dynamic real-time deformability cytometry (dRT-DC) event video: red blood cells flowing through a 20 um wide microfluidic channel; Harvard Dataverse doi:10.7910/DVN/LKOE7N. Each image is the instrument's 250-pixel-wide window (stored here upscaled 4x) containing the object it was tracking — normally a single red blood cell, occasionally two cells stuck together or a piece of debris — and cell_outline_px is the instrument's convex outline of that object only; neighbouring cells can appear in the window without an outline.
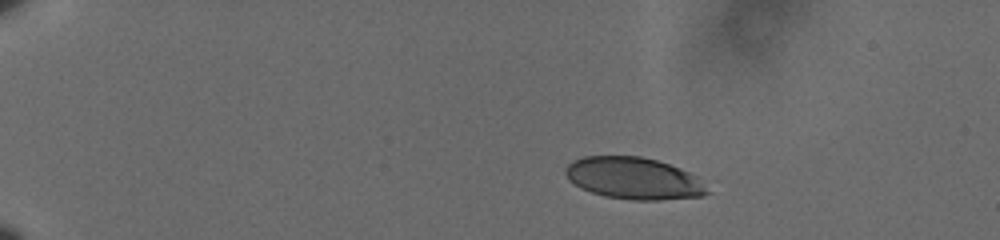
{"species": "human", "species_latin": "Homo sapiens", "temperature_condition": "cold", "stored_images_in_passage": 49, "camera_frame_rate_fps": 3000, "um_per_image_px": 0.085, "donor": {"sex": "male"}, "frame": {"image": 1, "passage_image": 1, "time_ms": 0.0, "image_size_px": [1000, 240], "cell_outline_px": [[712, 192], [704, 196], [660, 200], [632, 200], [604, 196], [580, 188], [568, 180], [564, 172], [564, 168], [572, 160], [584, 156], [640, 156], [656, 160], [680, 168], [696, 176]], "centroid_in_image_um": [53.85, 15.16], "position_along_channel_um": 31.1, "area_um2": 34.85}}
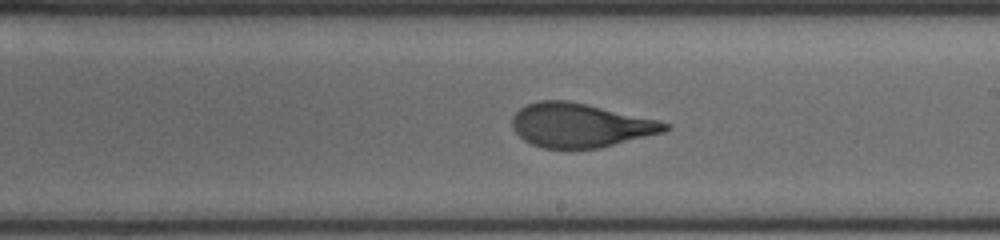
{"frame": {"image": 2, "passage_image": 27, "time_ms": 8.667, "image_size_px": [1000, 240], "cell_outline_px": [[672, 128], [664, 132], [600, 148], [544, 148], [532, 144], [524, 140], [512, 128], [512, 116], [520, 108], [528, 104], [540, 100], [568, 100], [660, 120], [672, 124]], "centroid_in_image_um": [49.35, 10.64], "position_along_channel_um": 239.6, "area_um2": 39.25}}
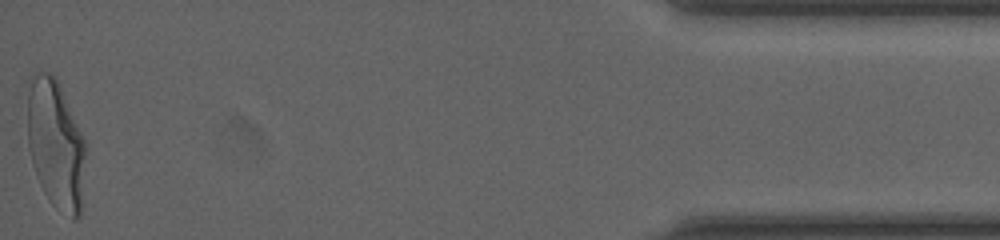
{"frame": {"image": 3, "passage_image": 49, "time_ms": 16.0, "image_size_px": [1000, 240], "cell_outline_px": [[88, 144], [80, 216], [76, 220], [72, 220], [44, 192], [36, 176], [32, 164], [28, 148], [28, 96], [32, 80], [40, 72], [48, 72], [56, 76]], "centroid_in_image_um": [4.79, 12.27], "position_along_channel_um": 430.4, "area_um2": 43.99}, "authors_computed_cell_mechanics": {"area_um2": 39.593, "velocity_mm_per_s": 3.5965, "shape_relaxation_time_tau1_ms": 3.7986, "shape_relaxation_time_tau2_ms": 0.8253, "deformation_change_tau1": 0.1831, "deformation_change_tau2": 0.066}}